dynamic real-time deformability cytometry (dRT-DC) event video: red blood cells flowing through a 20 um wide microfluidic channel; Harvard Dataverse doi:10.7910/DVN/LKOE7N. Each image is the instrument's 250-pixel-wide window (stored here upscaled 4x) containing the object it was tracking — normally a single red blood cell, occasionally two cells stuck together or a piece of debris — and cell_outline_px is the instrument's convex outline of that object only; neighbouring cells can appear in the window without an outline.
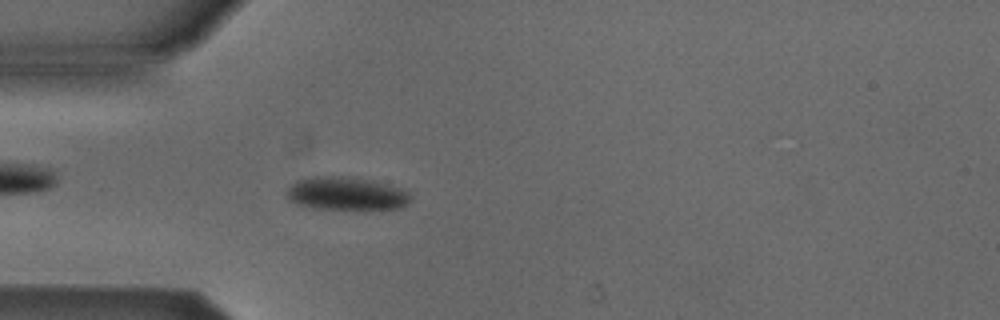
{"species": "Egyptian fruit bat (a non-hibernating species)", "species_latin": "Rousettus aegyptiacus", "temperature_condition": "cold", "stored_images_in_passage": 53, "camera_frame_rate_fps": 3000, "um_per_image_px": 0.085, "animal": {"sex": "male"}, "frame": {"image": 1, "passage_image": 15, "time_ms": 4.667, "image_size_px": [1000, 320], "cell_outline_px": [[412, 200], [408, 204], [400, 208], [364, 212], [312, 208], [296, 204], [288, 200], [288, 188], [296, 180], [304, 176], [352, 176], [372, 180], [404, 188], [412, 196]], "centroid_in_image_um": [29.5, 16.49], "position_along_channel_um": 55.5, "area_um2": 25.43}}
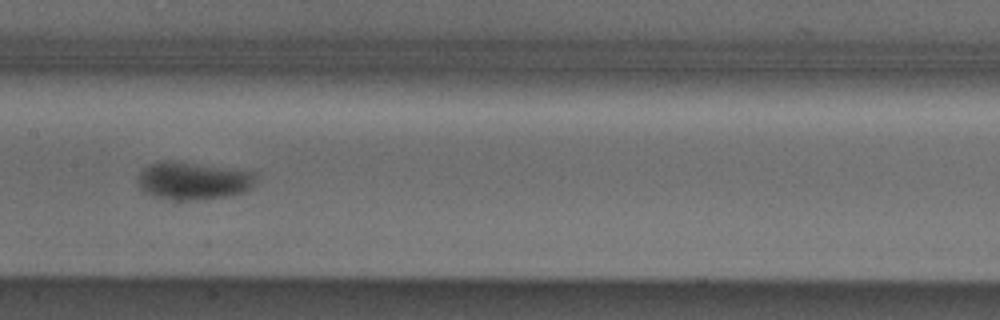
{"frame": {"image": 2, "passage_image": 26, "time_ms": 8.333, "image_size_px": [1000, 320], "cell_outline_px": [[256, 176], [252, 188], [244, 192], [228, 196], [180, 204], [176, 204], [152, 196], [144, 192], [140, 188], [136, 180], [140, 172], [148, 164], [160, 160], [180, 160], [256, 172]], "centroid_in_image_um": [16.37, 15.4], "position_along_channel_um": 191.0, "area_um2": 27.51}}
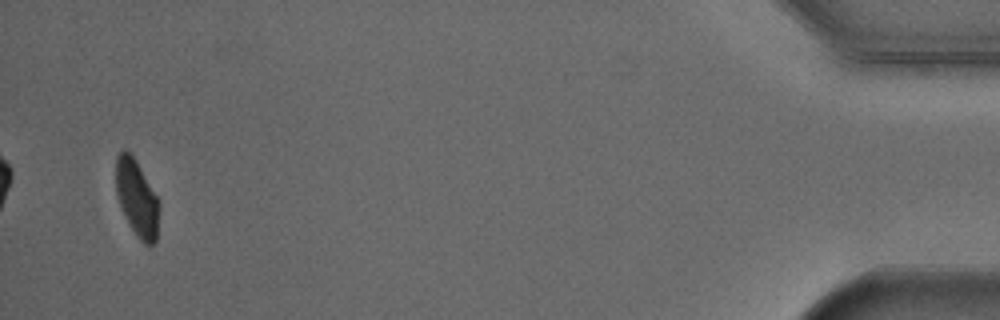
{"frame": {"image": 3, "passage_image": 51, "time_ms": 16.667, "image_size_px": [1000, 320], "cell_outline_px": [[160, 204], [156, 240], [152, 244], [144, 244], [136, 236], [128, 224], [120, 208], [116, 192], [116, 156], [124, 148], [132, 156], [156, 196]], "centroid_in_image_um": [11.61, 16.89], "position_along_channel_um": 423.6, "area_um2": 19.07}, "authors_computed_cell_mechanics": {"area_um2": 22.0218, "velocity_mm_per_s": 3.857, "shape_relaxation_time_tau1_ms": 1.8738, "shape_relaxation_time_tau2_ms": null, "deformation_change_tau1": 0.0688, "deformation_change_tau2": null}}